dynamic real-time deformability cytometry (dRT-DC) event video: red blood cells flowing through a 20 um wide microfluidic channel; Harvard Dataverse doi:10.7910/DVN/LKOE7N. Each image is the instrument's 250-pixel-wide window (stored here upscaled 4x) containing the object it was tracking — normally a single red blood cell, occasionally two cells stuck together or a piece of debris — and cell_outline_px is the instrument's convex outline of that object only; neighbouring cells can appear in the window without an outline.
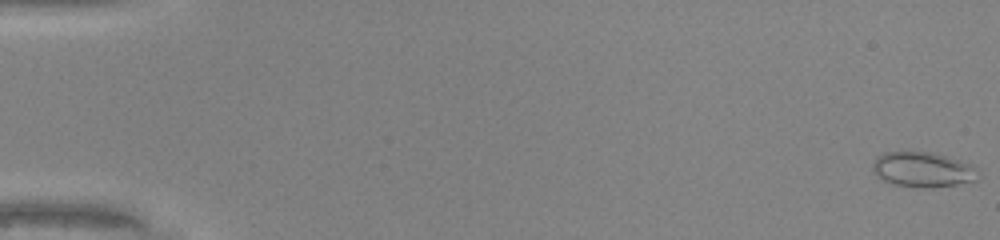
{"species": "common noctule bat (a hibernating species)", "species_latin": "Nyctalus noctula", "temperature_condition": "warm", "stored_images_in_passage": 9, "camera_frame_rate_fps": 3000, "um_per_image_px": 0.085, "animal": {"sex": "male", "body_mass_g": 20.0, "forearm_length_mm": 53.3}, "frame": {"image": 1, "passage_image": 1, "time_ms": 0.0, "image_size_px": [1000, 240], "cell_outline_px": [[980, 176], [976, 180], [956, 184], [928, 188], [920, 188], [896, 184], [884, 180], [872, 168], [872, 164], [876, 156], [884, 152], [928, 152], [944, 156], [968, 164]], "centroid_in_image_um": [78.39, 14.42], "position_along_channel_um": 6.6, "area_um2": 20.92}}